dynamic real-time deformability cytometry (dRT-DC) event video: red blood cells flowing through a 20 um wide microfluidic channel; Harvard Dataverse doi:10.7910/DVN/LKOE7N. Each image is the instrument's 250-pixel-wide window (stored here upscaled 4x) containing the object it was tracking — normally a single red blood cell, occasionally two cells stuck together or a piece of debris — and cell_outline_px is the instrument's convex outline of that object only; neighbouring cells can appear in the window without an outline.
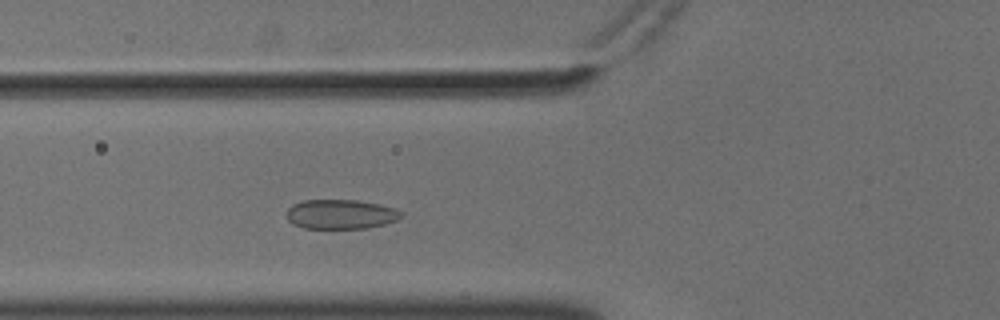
{"species": "common noctule bat (a hibernating species)", "species_latin": "Nyctalus noctula", "temperature_condition": "cold", "stored_images_in_passage": 49, "camera_frame_rate_fps": 3000, "um_per_image_px": 0.085, "animal": {"sex": "male", "body_mass_g": 18.8}, "frame": {"image": 1, "passage_image": 14, "time_ms": 4.333, "image_size_px": [1000, 320], "cell_outline_px": [[404, 216], [400, 220], [368, 228], [304, 228], [288, 220], [284, 216], [288, 208], [292, 204], [300, 200], [356, 200], [380, 204], [396, 208]], "centroid_in_image_um": [28.97, 18.2], "position_along_channel_um": 96.8, "area_um2": 19.94}}
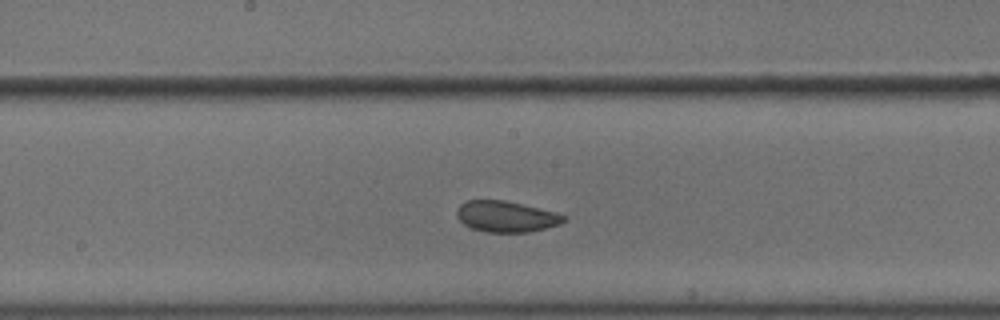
{"frame": {"image": 2, "passage_image": 23, "time_ms": 7.333, "image_size_px": [1000, 320], "cell_outline_px": [[568, 216], [560, 224], [528, 232], [488, 232], [472, 228], [464, 224], [456, 216], [456, 212], [460, 204], [468, 200], [504, 200], [556, 212]], "centroid_in_image_um": [43.02, 18.4], "position_along_channel_um": 205.2, "area_um2": 19.19}}
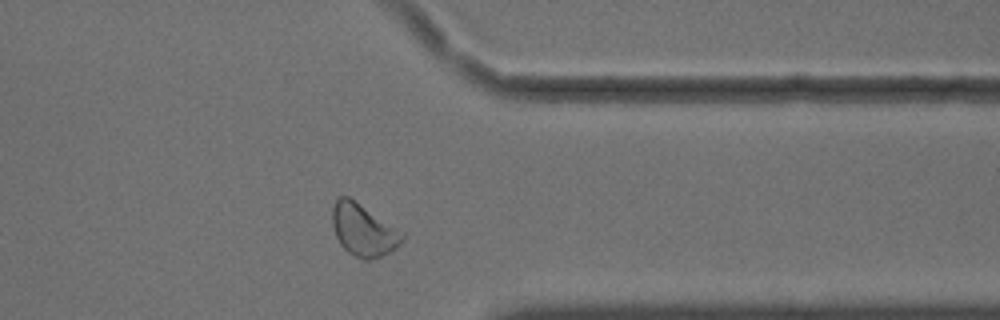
{"frame": {"image": 3, "passage_image": 38, "time_ms": 12.333, "image_size_px": [1000, 320], "cell_outline_px": [[404, 240], [400, 244], [388, 252], [380, 256], [368, 260], [364, 260], [348, 252], [340, 244], [336, 236], [332, 224], [332, 208], [336, 200], [340, 196], [348, 196], [356, 200], [404, 232]], "centroid_in_image_um": [30.89, 19.53], "position_along_channel_um": 380.5, "area_um2": 21.27}, "authors_computed_cell_mechanics": {"area_um2": 20.8658, "velocity_mm_per_s": 3.5893, "shape_relaxation_time_tau1_ms": null, "shape_relaxation_time_tau2_ms": 6.528, "deformation_change_tau1": null, "deformation_change_tau2": 0.081}}